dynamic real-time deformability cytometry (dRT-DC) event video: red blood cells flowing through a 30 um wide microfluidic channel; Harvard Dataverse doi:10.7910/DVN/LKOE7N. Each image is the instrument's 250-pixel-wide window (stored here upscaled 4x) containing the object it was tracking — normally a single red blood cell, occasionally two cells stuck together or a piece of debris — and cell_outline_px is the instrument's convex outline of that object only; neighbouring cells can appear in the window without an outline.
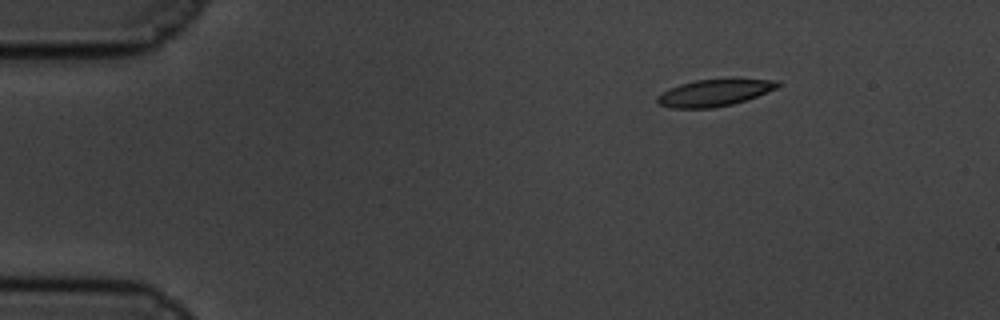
{"species": "common noctule bat (a hibernating species)", "species_latin": "Nyctalus noctula", "temperature_condition": "cold", "stored_images_in_passage": 11, "camera_frame_rate_fps": 3000, "um_per_image_px": 0.085, "animal": {"sex": "male", "body_mass_g": 19.5, "forearm_length_mm": 54.6}, "frame": {"image": 1, "passage_image": 1, "time_ms": 0.0, "image_size_px": [1000, 320], "cell_outline_px": [[780, 84], [776, 88], [748, 100], [716, 108], [672, 108], [660, 104], [656, 100], [656, 96], [680, 84], [696, 80], [776, 80]], "centroid_in_image_um": [60.7, 7.91], "position_along_channel_um": 24.3, "area_um2": 18.32}}